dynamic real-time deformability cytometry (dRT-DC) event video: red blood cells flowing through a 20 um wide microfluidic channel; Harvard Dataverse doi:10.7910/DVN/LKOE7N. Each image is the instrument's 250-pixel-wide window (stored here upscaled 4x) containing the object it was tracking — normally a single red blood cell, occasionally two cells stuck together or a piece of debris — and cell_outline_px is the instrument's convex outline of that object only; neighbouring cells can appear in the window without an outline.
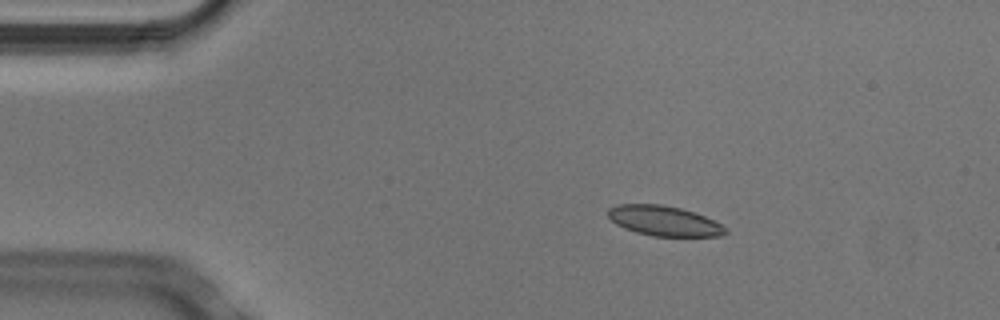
{"species": "Egyptian fruit bat (a non-hibernating species)", "species_latin": "Rousettus aegyptiacus", "temperature_condition": "cold", "stored_images_in_passage": 7, "camera_frame_rate_fps": 3000, "um_per_image_px": 0.085, "animal": {"sex": "male"}, "frame": {"image": 1, "passage_image": 2, "time_ms": 0.333, "image_size_px": [1000, 320], "cell_outline_px": [[728, 232], [724, 236], [652, 236], [636, 232], [624, 228], [616, 224], [608, 216], [608, 208], [616, 204], [664, 204], [696, 212], [728, 228]], "centroid_in_image_um": [56.45, 18.77], "position_along_channel_um": 28.5, "area_um2": 20.69}}
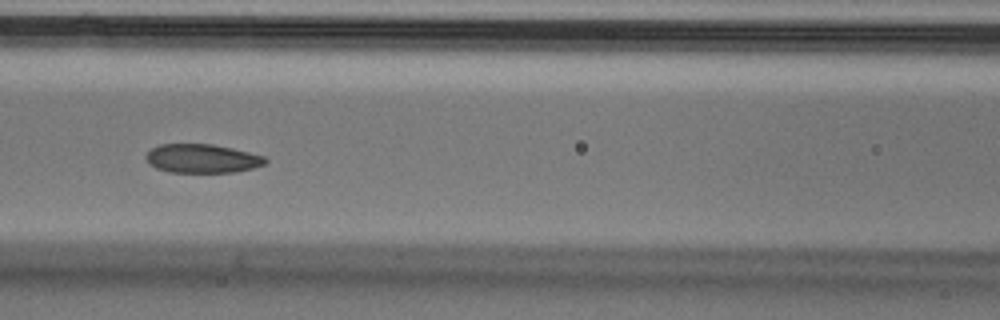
{"frame": {"image": 2, "passage_image": 6, "time_ms": 1.667, "image_size_px": [1000, 320], "cell_outline_px": [[268, 160], [264, 164], [252, 168], [236, 172], [168, 172], [156, 168], [148, 164], [144, 156], [152, 148], [160, 144], [212, 144], [232, 148], [264, 156]], "centroid_in_image_um": [17.15, 13.47], "position_along_channel_um": 149.5, "area_um2": 20.06}}
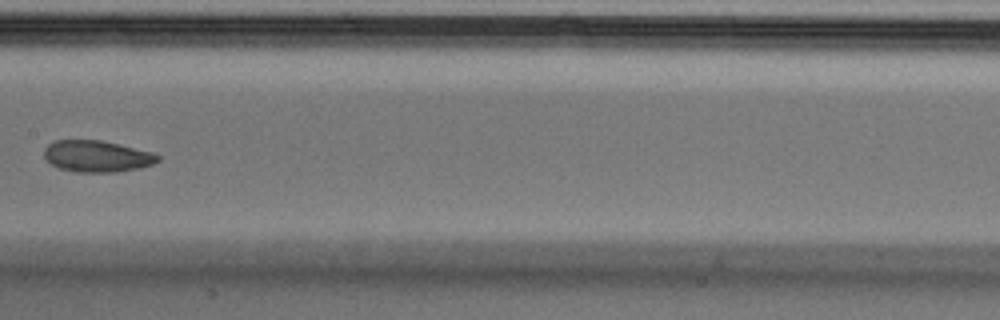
{"frame": {"image": 3, "passage_image": 7, "time_ms": 2.0, "image_size_px": [1000, 320], "cell_outline_px": [[160, 160], [152, 164], [140, 168], [116, 172], [76, 172], [60, 168], [44, 160], [44, 148], [48, 144], [56, 140], [100, 140], [120, 144], [152, 152], [160, 156]], "centroid_in_image_um": [8.23, 13.28], "position_along_channel_um": 199.2, "area_um2": 20.98}}